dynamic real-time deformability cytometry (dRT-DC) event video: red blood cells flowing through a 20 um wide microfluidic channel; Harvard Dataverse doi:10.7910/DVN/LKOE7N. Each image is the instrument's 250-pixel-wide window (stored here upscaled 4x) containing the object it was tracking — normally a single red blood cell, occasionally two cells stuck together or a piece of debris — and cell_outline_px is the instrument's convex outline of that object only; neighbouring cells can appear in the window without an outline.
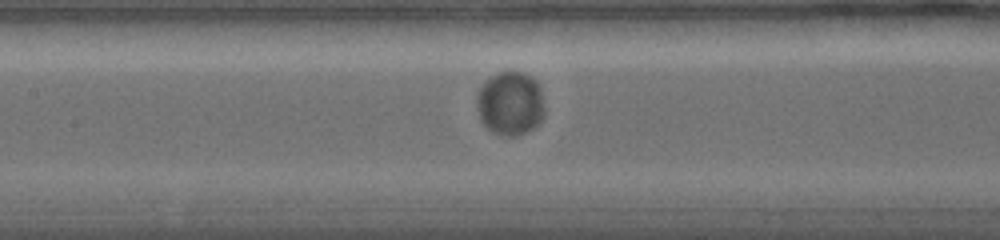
{"species": "common noctule bat (a hibernating species)", "species_latin": "Nyctalus noctula", "temperature_condition": "warm", "stored_images_in_passage": 58, "camera_frame_rate_fps": 5000, "um_per_image_px": 0.085, "animal": {"sex": "female", "body_mass_g": 19.0, "forearm_length_mm": 56.7}, "frame": {"image": 1, "passage_image": 23, "time_ms": 6.2, "image_size_px": [1000, 240], "cell_outline_px": [[544, 112], [540, 120], [532, 128], [516, 136], [508, 136], [496, 132], [488, 128], [480, 120], [476, 96], [480, 88], [492, 76], [500, 72], [520, 72], [536, 80], [540, 88], [544, 108]], "centroid_in_image_um": [43.37, 8.79], "position_along_channel_um": 164.0, "area_um2": 24.57}}
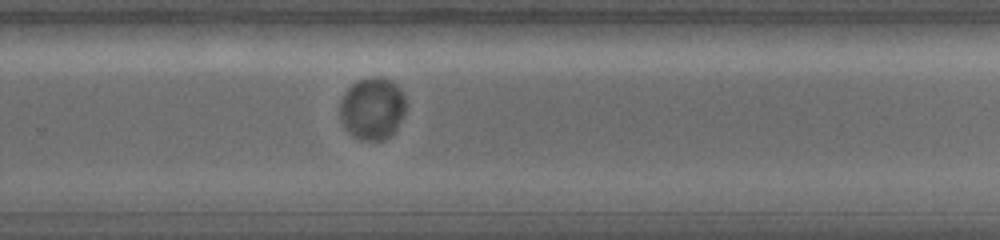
{"frame": {"image": 2, "passage_image": 32, "time_ms": 9.8, "image_size_px": [1000, 240], "cell_outline_px": [[404, 112], [396, 128], [384, 140], [364, 140], [348, 132], [340, 116], [340, 100], [344, 92], [352, 84], [360, 80], [372, 76], [380, 76], [396, 84], [400, 88], [404, 96]], "centroid_in_image_um": [31.63, 9.19], "position_along_channel_um": 298.2, "area_um2": 23.52}}
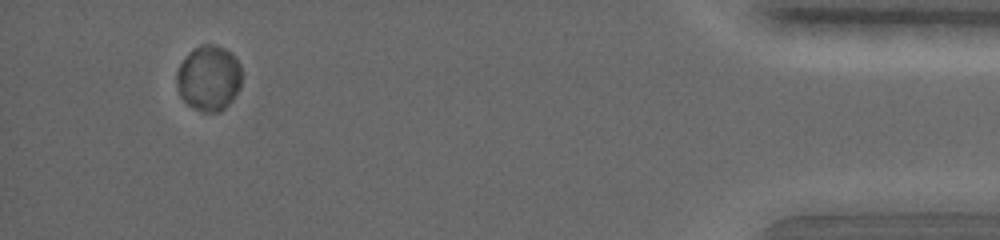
{"frame": {"image": 3, "passage_image": 52, "time_ms": 15.2, "image_size_px": [1000, 240], "cell_outline_px": [[240, 84], [236, 92], [228, 104], [224, 108], [216, 112], [204, 112], [188, 104], [180, 96], [176, 84], [176, 72], [184, 56], [188, 52], [200, 44], [216, 44], [232, 52], [236, 56], [240, 64]], "centroid_in_image_um": [17.72, 6.59], "position_along_channel_um": 417.5, "area_um2": 24.85}, "authors_computed_cell_mechanics": {"area_um2": 24.4205, "velocity_mm_per_s": 3.7318, "shape_relaxation_time_tau1_ms": 1.0374, "shape_relaxation_time_tau2_ms": null, "deformation_change_tau1": 0.0149, "deformation_change_tau2": null}}